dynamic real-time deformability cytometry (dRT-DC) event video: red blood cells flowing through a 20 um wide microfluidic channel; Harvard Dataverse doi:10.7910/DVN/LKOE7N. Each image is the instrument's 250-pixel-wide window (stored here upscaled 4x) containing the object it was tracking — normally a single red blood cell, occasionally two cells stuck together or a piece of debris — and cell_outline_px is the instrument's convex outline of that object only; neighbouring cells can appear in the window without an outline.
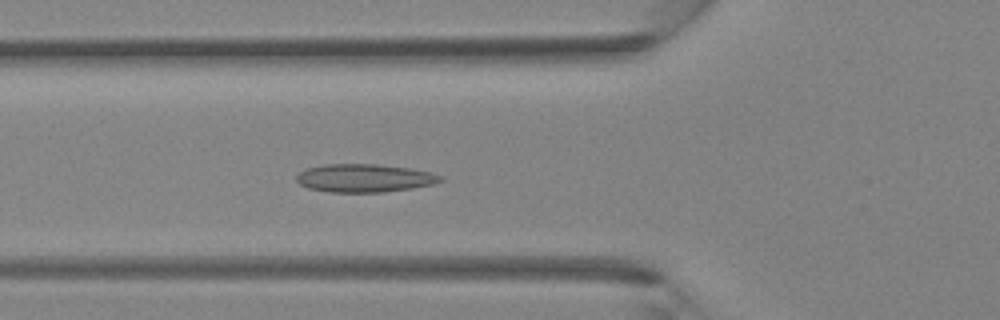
{"species": "Egyptian fruit bat (a non-hibernating species)", "species_latin": "Rousettus aegyptiacus", "temperature_condition": "room temperature", "stored_images_in_passage": 41, "camera_frame_rate_fps": 3000, "um_per_image_px": 0.085, "animal": {"sex": "female"}, "frame": {"image": 1, "passage_image": 14, "time_ms": 4.333, "image_size_px": [1000, 320], "cell_outline_px": [[444, 180], [432, 184], [412, 188], [380, 192], [328, 192], [308, 188], [300, 184], [296, 180], [296, 176], [304, 168], [324, 164], [376, 164], [408, 168], [432, 172], [444, 176]], "centroid_in_image_um": [30.96, 15.13], "position_along_channel_um": 94.8, "area_um2": 23.7}}
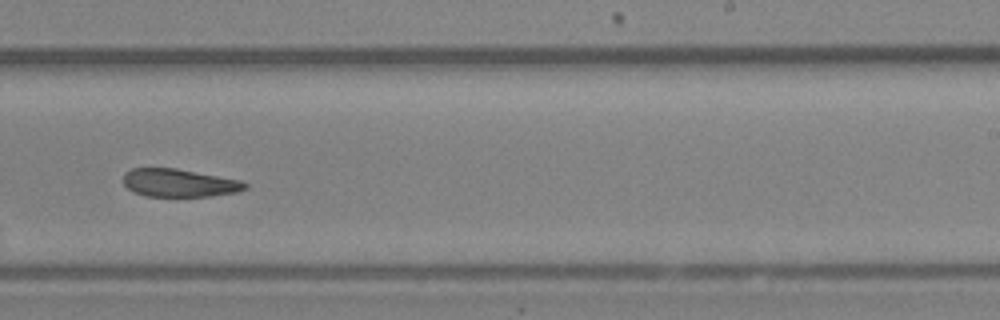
{"frame": {"image": 2, "passage_image": 25, "time_ms": 8.0, "image_size_px": [1000, 320], "cell_outline_px": [[248, 188], [236, 192], [212, 196], [144, 196], [132, 192], [124, 184], [124, 172], [132, 168], [176, 168], [240, 180], [248, 184]], "centroid_in_image_um": [15.22, 15.55], "position_along_channel_um": 273.8, "area_um2": 19.88}}
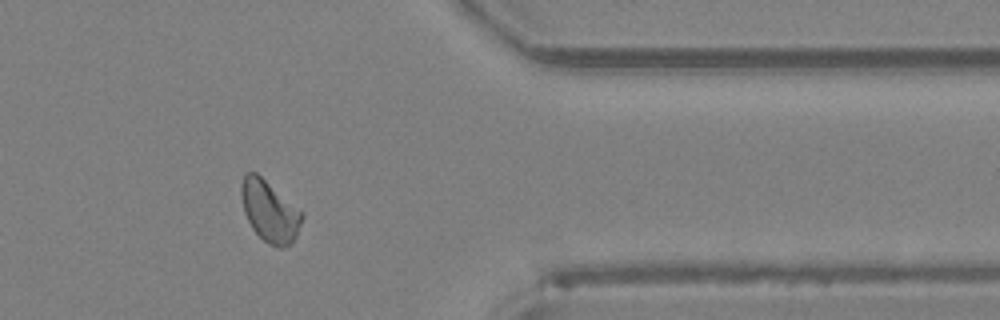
{"frame": {"image": 3, "passage_image": 33, "time_ms": 10.667, "image_size_px": [1000, 320], "cell_outline_px": [[304, 216], [296, 236], [292, 244], [284, 248], [280, 248], [268, 244], [252, 228], [244, 212], [240, 192], [240, 184], [244, 172], [256, 172], [304, 212]], "centroid_in_image_um": [22.92, 17.94], "position_along_channel_um": 388.5, "area_um2": 21.91}}